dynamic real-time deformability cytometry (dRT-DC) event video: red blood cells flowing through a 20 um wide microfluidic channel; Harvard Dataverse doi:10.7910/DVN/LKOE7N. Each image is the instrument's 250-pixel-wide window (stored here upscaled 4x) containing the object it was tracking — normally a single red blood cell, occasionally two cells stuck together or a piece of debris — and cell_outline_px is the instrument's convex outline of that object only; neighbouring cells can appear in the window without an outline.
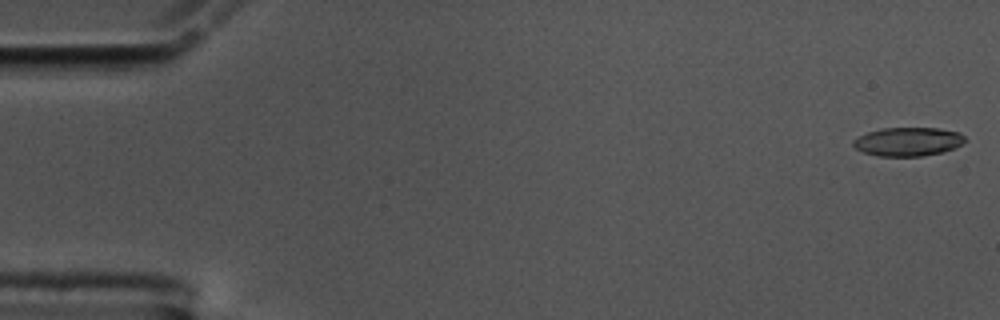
{"species": "common noctule bat (a hibernating species)", "species_latin": "Nyctalus noctula", "temperature_condition": "cold", "stored_images_in_passage": 13, "camera_frame_rate_fps": 3000, "um_per_image_px": 0.085, "animal": {"sex": "male", "body_mass_g": 17.5, "forearm_length_mm": 52.3}, "frame": {"image": 1, "passage_image": 1, "time_ms": 0.0, "image_size_px": [1000, 320], "cell_outline_px": [[968, 140], [944, 152], [920, 156], [876, 156], [864, 152], [856, 148], [852, 144], [852, 140], [868, 132], [884, 128], [936, 128], [960, 132]], "centroid_in_image_um": [77.19, 12.04], "position_along_channel_um": 7.8, "area_um2": 18.61}}